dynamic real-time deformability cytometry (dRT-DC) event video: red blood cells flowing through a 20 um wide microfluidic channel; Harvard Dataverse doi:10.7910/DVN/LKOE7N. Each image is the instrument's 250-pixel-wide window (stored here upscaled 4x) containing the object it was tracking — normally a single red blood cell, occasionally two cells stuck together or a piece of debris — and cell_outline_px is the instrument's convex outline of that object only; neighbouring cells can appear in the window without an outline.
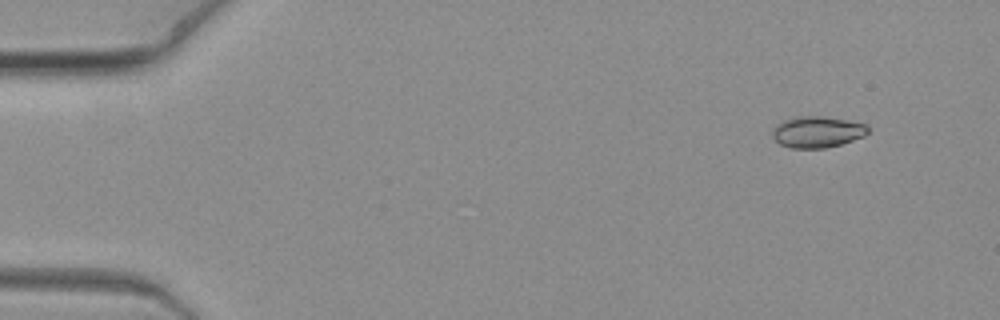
{"species": "common noctule bat (a hibernating species)", "species_latin": "Nyctalus noctula", "temperature_condition": "warm", "stored_images_in_passage": 9, "camera_frame_rate_fps": 3000, "um_per_image_px": 0.085, "animal": {"sex": "female", "body_mass_g": 19.3, "forearm_length_mm": 54.1}, "frame": {"image": 1, "passage_image": 1, "time_ms": 0.0, "image_size_px": [1000, 320], "cell_outline_px": [[868, 132], [864, 136], [840, 144], [824, 148], [792, 148], [780, 144], [772, 136], [772, 132], [776, 124], [784, 120], [796, 116], [824, 116], [868, 124]], "centroid_in_image_um": [69.46, 11.2], "position_along_channel_um": 15.5, "area_um2": 17.4}}
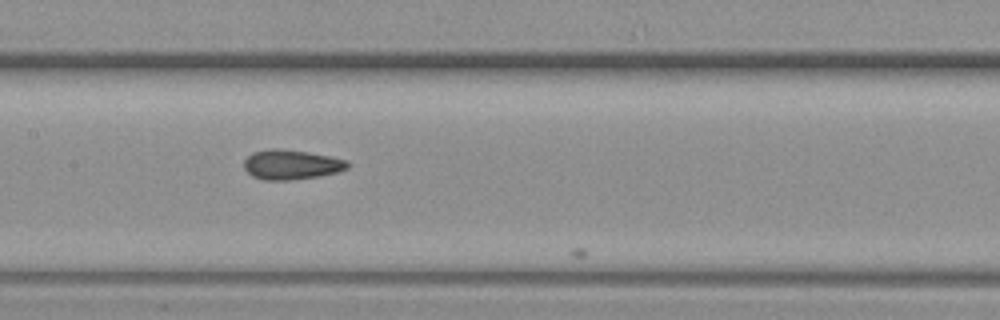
{"frame": {"image": 2, "passage_image": 8, "time_ms": 2.333, "image_size_px": [1000, 320], "cell_outline_px": [[348, 168], [336, 172], [320, 176], [288, 180], [264, 180], [252, 176], [244, 168], [244, 160], [252, 152], [272, 148], [276, 148], [308, 152], [348, 160]], "centroid_in_image_um": [24.74, 13.99], "position_along_channel_um": 182.7, "area_um2": 17.86}}